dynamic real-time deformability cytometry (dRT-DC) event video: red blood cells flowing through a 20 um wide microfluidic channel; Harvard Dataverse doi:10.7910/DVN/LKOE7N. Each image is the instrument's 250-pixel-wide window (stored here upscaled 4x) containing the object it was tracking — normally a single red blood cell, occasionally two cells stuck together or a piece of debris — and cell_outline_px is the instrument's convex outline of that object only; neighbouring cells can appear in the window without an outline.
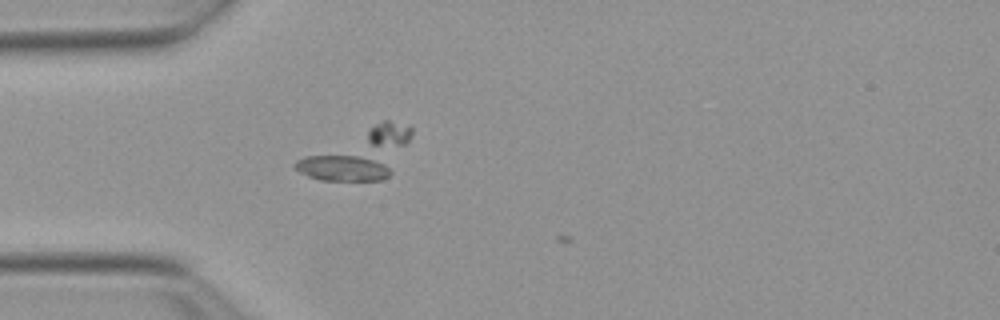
{"species": "Egyptian fruit bat (a non-hibernating species)", "species_latin": "Rousettus aegyptiacus", "temperature_condition": "warm", "stored_images_in_passage": 3, "camera_frame_rate_fps": 3000, "um_per_image_px": 0.085, "animal": {"sex": "female"}, "frame": {"image": 1, "passage_image": 2, "time_ms": 0.333, "image_size_px": [1000, 320], "cell_outline_px": [[412, 136], [392, 172], [388, 176], [380, 180], [320, 180], [308, 176], [300, 172], [292, 164], [296, 160], [304, 156], [384, 120], [388, 120], [408, 124], [412, 128]], "centroid_in_image_um": [30.54, 13.12], "position_along_channel_um": 54.5, "area_um2": 32.48}}